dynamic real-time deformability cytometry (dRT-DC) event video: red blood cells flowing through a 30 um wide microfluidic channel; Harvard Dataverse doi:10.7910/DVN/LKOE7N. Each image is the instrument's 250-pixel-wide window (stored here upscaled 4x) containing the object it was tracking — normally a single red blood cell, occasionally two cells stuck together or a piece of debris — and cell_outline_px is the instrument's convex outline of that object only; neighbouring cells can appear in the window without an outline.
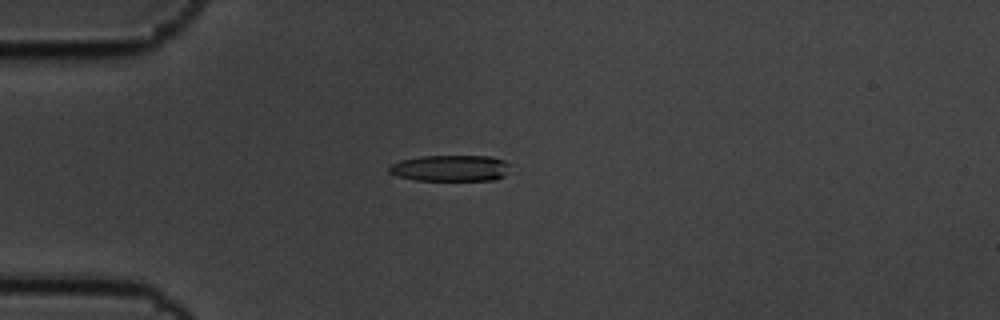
{"species": "common noctule bat (a hibernating species)", "species_latin": "Nyctalus noctula", "temperature_condition": "cold", "stored_images_in_passage": 6, "camera_frame_rate_fps": 3000, "um_per_image_px": 0.085, "animal": {"sex": "male", "body_mass_g": 19.5, "forearm_length_mm": 54.6}, "frame": {"image": 1, "passage_image": 5, "time_ms": 1.333, "image_size_px": [1000, 320], "cell_outline_px": [[508, 164], [504, 176], [496, 180], [416, 180], [400, 176], [388, 172], [388, 168], [392, 164], [400, 160], [420, 156], [492, 156], [504, 160]], "centroid_in_image_um": [38.28, 14.29], "position_along_channel_um": 46.7, "area_um2": 18.38}}